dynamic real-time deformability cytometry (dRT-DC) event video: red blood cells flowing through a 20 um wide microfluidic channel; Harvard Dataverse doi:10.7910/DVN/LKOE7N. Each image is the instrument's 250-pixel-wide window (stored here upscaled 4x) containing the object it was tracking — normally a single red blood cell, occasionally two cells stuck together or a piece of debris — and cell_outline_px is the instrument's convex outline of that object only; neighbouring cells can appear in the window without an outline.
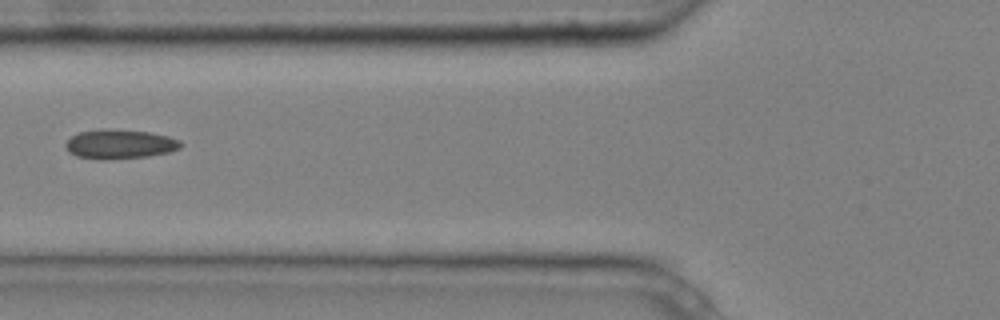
{"species": "common noctule bat (a hibernating species)", "species_latin": "Nyctalus noctula", "temperature_condition": "cold", "stored_images_in_passage": 5, "camera_frame_rate_fps": 3000, "um_per_image_px": 0.085, "animal": {"sex": "male", "body_mass_g": 20.4}, "frame": {"image": 1, "passage_image": 4, "time_ms": 1.0, "image_size_px": [1000, 320], "cell_outline_px": [[184, 144], [180, 148], [168, 152], [148, 156], [104, 160], [100, 160], [76, 156], [68, 152], [64, 144], [72, 136], [80, 132], [104, 128], [148, 132], [168, 136], [180, 140]], "centroid_in_image_um": [10.17, 12.25], "position_along_channel_um": 115.6, "area_um2": 19.77}}